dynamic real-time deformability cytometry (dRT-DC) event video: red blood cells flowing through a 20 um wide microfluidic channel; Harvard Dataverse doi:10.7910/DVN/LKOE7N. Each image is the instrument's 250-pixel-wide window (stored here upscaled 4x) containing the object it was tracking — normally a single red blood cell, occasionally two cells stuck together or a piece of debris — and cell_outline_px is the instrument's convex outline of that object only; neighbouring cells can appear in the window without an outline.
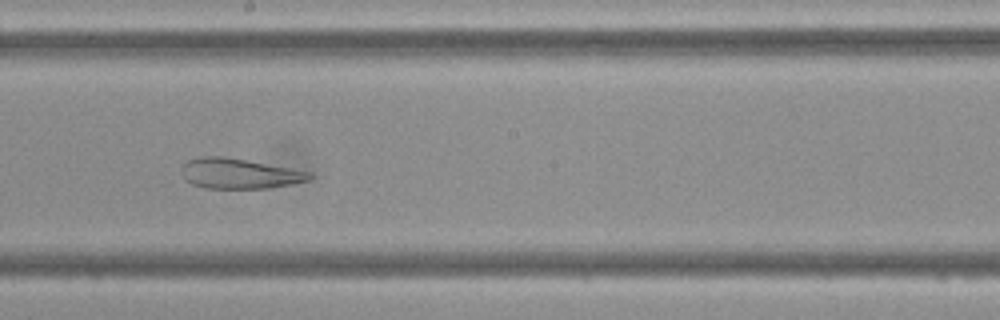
{"species": "Egyptian fruit bat (a non-hibernating species)", "species_latin": "Rousettus aegyptiacus", "temperature_condition": "cold", "stored_images_in_passage": 46, "camera_frame_rate_fps": 3000, "um_per_image_px": 0.085, "frame": {"image": 1, "passage_image": 24, "time_ms": 7.667, "image_size_px": [1000, 320], "cell_outline_px": [[312, 176], [308, 180], [292, 184], [272, 188], [204, 188], [192, 184], [184, 180], [180, 172], [180, 168], [188, 160], [200, 156], [224, 156], [292, 168], [312, 172]], "centroid_in_image_um": [20.31, 14.75], "position_along_channel_um": 227.9, "area_um2": 22.77}}
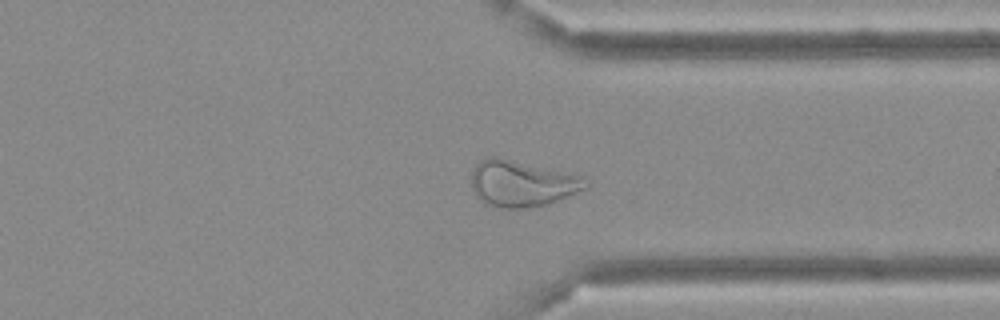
{"frame": {"image": 2, "passage_image": 34, "time_ms": 11.0, "image_size_px": [1000, 320], "cell_outline_px": [[588, 188], [548, 204], [524, 208], [496, 208], [484, 204], [476, 196], [472, 188], [472, 172], [476, 164], [480, 160], [492, 156], [496, 156], [572, 172], [584, 176], [588, 180]], "centroid_in_image_um": [44.4, 15.59], "position_along_channel_um": 367.0, "area_um2": 31.39}}
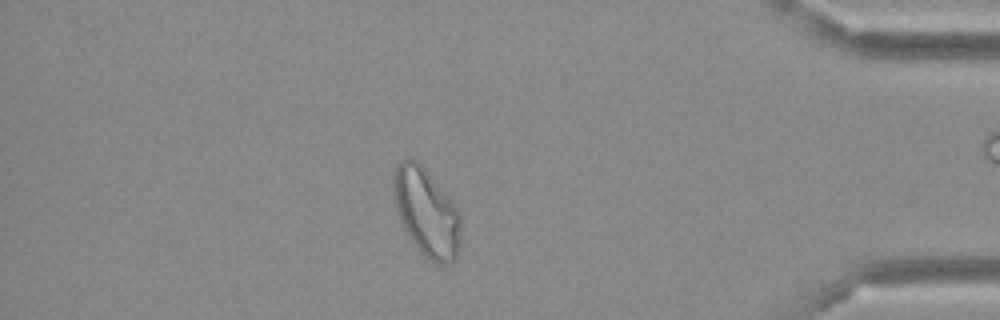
{"frame": {"image": 3, "passage_image": 39, "time_ms": 12.667, "image_size_px": [1000, 320], "cell_outline_px": [[460, 244], [456, 256], [448, 264], [436, 264], [428, 260], [412, 240], [400, 220], [396, 204], [396, 164], [400, 160], [416, 160], [424, 168], [456, 208], [460, 216]], "centroid_in_image_um": [36.29, 18.12], "position_along_channel_um": 398.9, "area_um2": 33.0}}